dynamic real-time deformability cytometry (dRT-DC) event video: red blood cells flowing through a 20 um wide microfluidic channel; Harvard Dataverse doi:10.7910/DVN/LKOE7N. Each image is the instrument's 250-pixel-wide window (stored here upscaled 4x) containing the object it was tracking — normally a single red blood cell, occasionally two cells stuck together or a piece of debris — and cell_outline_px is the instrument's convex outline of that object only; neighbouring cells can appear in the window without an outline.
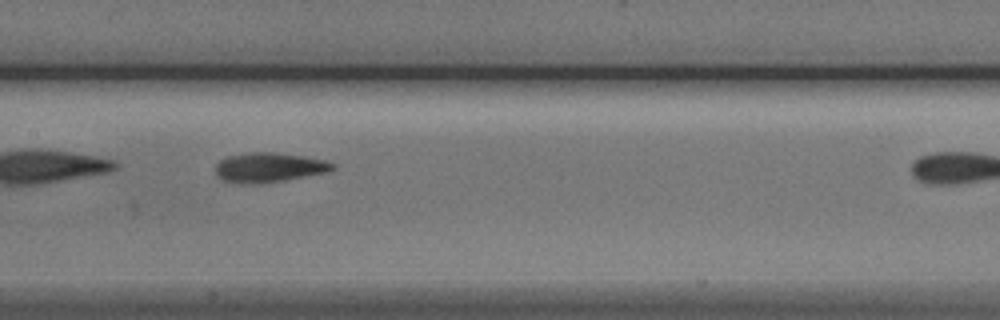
{"species": "Egyptian fruit bat (a non-hibernating species)", "species_latin": "Rousettus aegyptiacus", "temperature_condition": "cold", "stored_images_in_passage": 17, "camera_frame_rate_fps": 3000, "um_per_image_px": 0.085, "animal": {"sex": "male"}, "frame": {"image": 1, "passage_image": 10, "time_ms": 3.0, "image_size_px": [1000, 320], "cell_outline_px": [[336, 168], [324, 172], [284, 180], [260, 184], [244, 184], [224, 180], [216, 176], [216, 164], [220, 160], [228, 156], [252, 152], [272, 152], [304, 156], [324, 160], [336, 164]], "centroid_in_image_um": [22.84, 14.23], "position_along_channel_um": 184.6, "area_um2": 20.06}}